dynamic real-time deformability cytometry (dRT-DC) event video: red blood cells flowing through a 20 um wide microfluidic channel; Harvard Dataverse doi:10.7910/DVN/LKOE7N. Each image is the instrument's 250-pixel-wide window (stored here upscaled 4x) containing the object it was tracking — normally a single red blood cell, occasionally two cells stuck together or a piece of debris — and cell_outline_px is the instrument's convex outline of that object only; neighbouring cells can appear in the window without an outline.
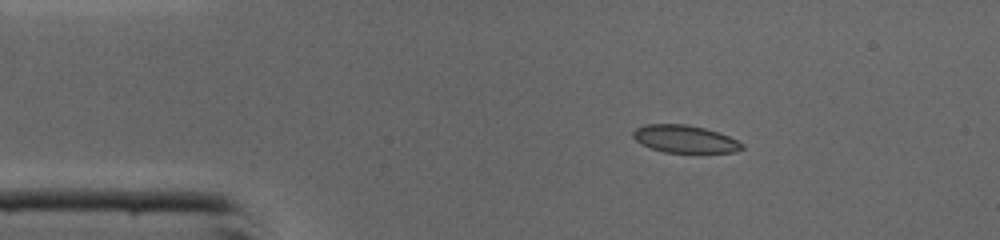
{"species": "common noctule bat (a hibernating species)", "species_latin": "Nyctalus noctula", "temperature_condition": "cold", "stored_images_in_passage": 39, "camera_frame_rate_fps": 3000, "um_per_image_px": 0.085, "animal": {"sex": "male", "body_mass_g": 19.0, "forearm_length_mm": 50.8}, "frame": {"image": 1, "passage_image": 1, "time_ms": 0.0, "image_size_px": [1000, 240], "cell_outline_px": [[744, 148], [736, 152], [664, 152], [640, 144], [632, 136], [632, 132], [636, 128], [644, 124], [688, 124], [704, 128], [728, 136], [744, 144]], "centroid_in_image_um": [58.18, 11.81], "position_along_channel_um": 26.8, "area_um2": 17.4}}
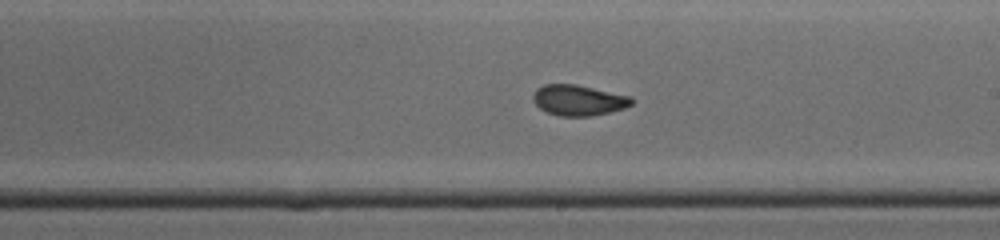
{"frame": {"image": 2, "passage_image": 19, "time_ms": 6.0, "image_size_px": [1000, 240], "cell_outline_px": [[636, 100], [632, 104], [624, 108], [592, 116], [560, 116], [548, 112], [540, 108], [532, 100], [532, 96], [536, 88], [544, 84], [576, 84], [632, 96]], "centroid_in_image_um": [49.19, 8.51], "position_along_channel_um": 239.8, "area_um2": 17.74}}
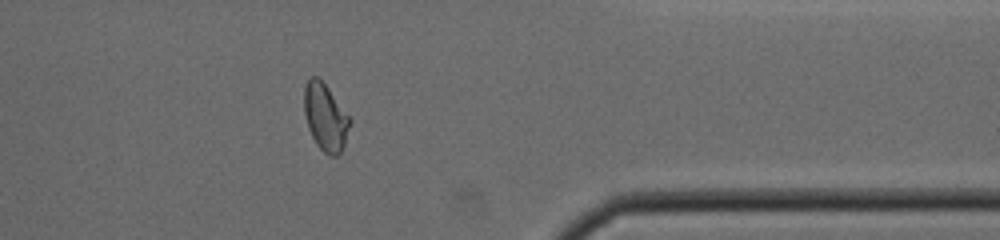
{"frame": {"image": 3, "passage_image": 30, "time_ms": 9.667, "image_size_px": [1000, 240], "cell_outline_px": [[352, 120], [344, 144], [340, 152], [336, 156], [328, 156], [316, 144], [308, 128], [304, 112], [304, 88], [308, 80], [312, 76], [316, 76], [328, 88]], "centroid_in_image_um": [27.65, 9.98], "position_along_channel_um": 383.7, "area_um2": 17.69}, "authors_computed_cell_mechanics": {"area_um2": 18.0914, "velocity_mm_per_s": 4.3895, "shape_relaxation_time_tau1_ms": 2.6741, "shape_relaxation_time_tau2_ms": 0.9124, "deformation_change_tau1": 0.127, "deformation_change_tau2": 0.0655}}